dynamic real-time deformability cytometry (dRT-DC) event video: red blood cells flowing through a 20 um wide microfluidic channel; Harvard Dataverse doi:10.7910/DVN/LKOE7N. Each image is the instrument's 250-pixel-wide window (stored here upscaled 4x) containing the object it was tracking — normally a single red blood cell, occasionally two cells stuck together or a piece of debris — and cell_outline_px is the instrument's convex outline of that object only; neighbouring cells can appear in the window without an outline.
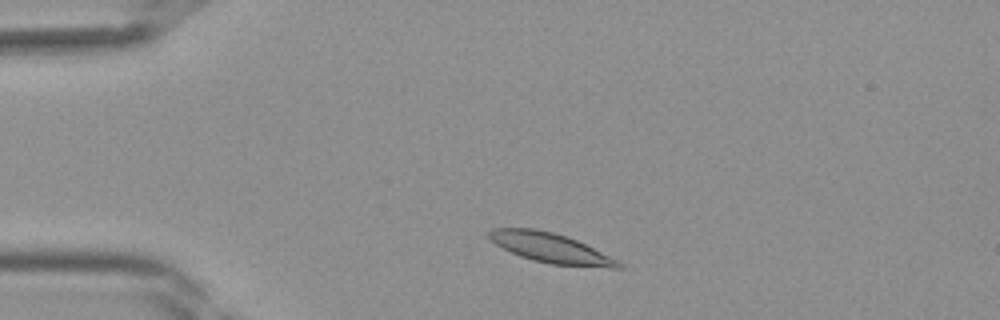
{"species": "Egyptian fruit bat (a non-hibernating species)", "species_latin": "Rousettus aegyptiacus", "temperature_condition": "room temperature", "stored_images_in_passage": 36, "camera_frame_rate_fps": 3000, "um_per_image_px": 0.085, "frame": {"image": 1, "passage_image": 4, "time_ms": 1.0, "image_size_px": [1000, 320], "cell_outline_px": [[624, 268], [612, 268], [552, 264], [532, 260], [520, 256], [496, 244], [488, 236], [488, 232], [492, 228], [536, 228], [568, 236], [620, 260], [624, 264]], "centroid_in_image_um": [46.87, 21.08], "position_along_channel_um": 38.1, "area_um2": 22.48}}
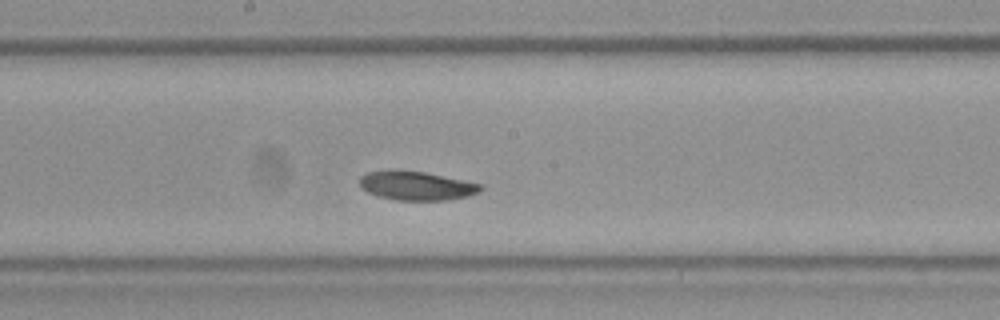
{"frame": {"image": 2, "passage_image": 17, "time_ms": 5.333, "image_size_px": [1000, 320], "cell_outline_px": [[484, 188], [468, 196], [448, 200], [396, 200], [380, 196], [368, 192], [360, 188], [360, 176], [368, 172], [388, 168], [396, 168], [424, 172], [480, 184]], "centroid_in_image_um": [35.32, 15.76], "position_along_channel_um": 212.9, "area_um2": 20.52}}
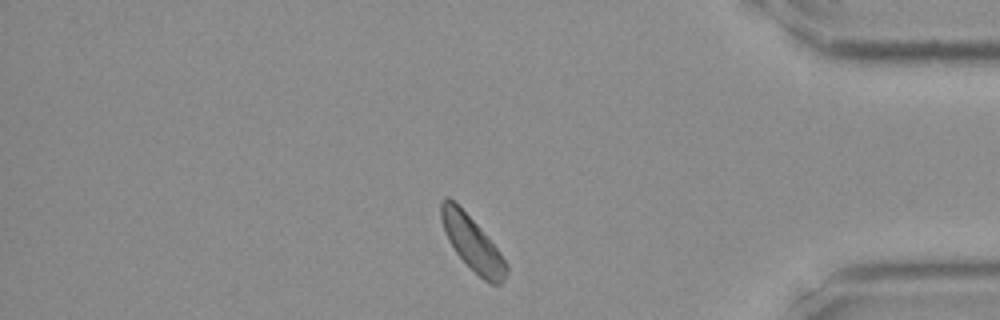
{"frame": {"image": 3, "passage_image": 30, "time_ms": 9.667, "image_size_px": [1000, 320], "cell_outline_px": [[508, 272], [504, 280], [500, 284], [492, 284], [484, 280], [456, 252], [448, 240], [444, 232], [440, 216], [440, 204], [444, 196], [448, 196], [480, 228], [496, 248], [508, 264]], "centroid_in_image_um": [40.13, 20.68], "position_along_channel_um": 395.1, "area_um2": 20.0}}